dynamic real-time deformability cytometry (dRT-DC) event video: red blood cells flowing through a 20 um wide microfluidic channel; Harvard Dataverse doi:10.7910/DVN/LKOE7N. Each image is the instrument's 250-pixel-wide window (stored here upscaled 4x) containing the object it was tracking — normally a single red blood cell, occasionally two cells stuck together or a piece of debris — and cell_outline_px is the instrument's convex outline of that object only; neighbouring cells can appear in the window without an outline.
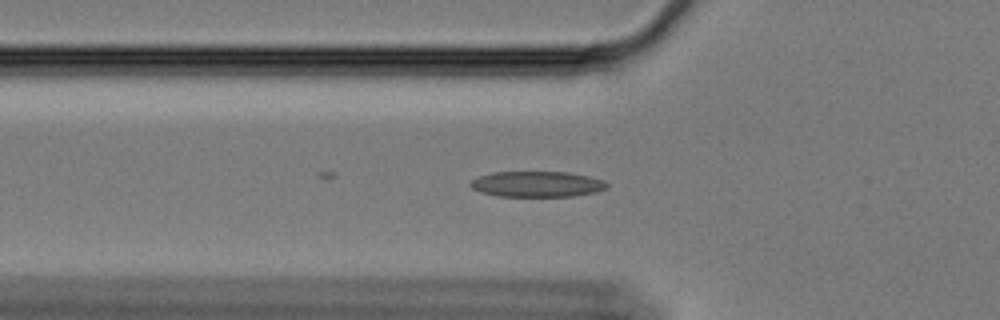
{"species": "Egyptian fruit bat (a non-hibernating species)", "species_latin": "Rousettus aegyptiacus", "temperature_condition": "cold", "stored_images_in_passage": 29, "camera_frame_rate_fps": 3000, "um_per_image_px": 0.085, "animal": {"sex": "female"}, "frame": {"image": 1, "passage_image": 16, "time_ms": 5.0, "image_size_px": [1000, 320], "cell_outline_px": [[608, 184], [604, 188], [596, 192], [572, 196], [496, 196], [480, 192], [472, 188], [468, 184], [472, 180], [480, 176], [492, 172], [568, 172], [588, 176], [604, 180]], "centroid_in_image_um": [45.62, 15.65], "position_along_channel_um": 80.2, "area_um2": 20.35}}
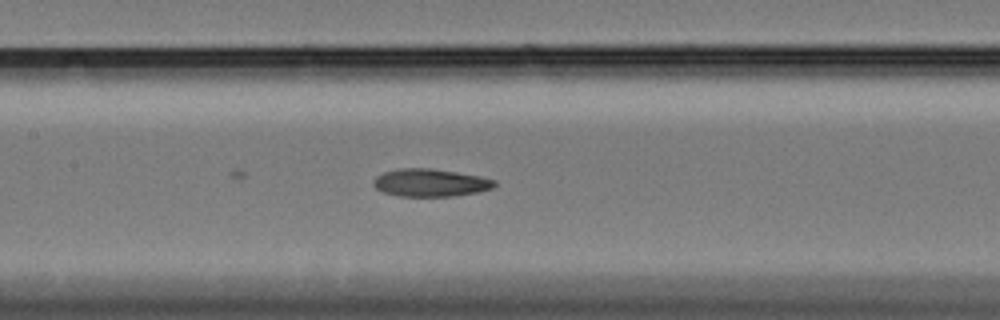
{"frame": {"image": 2, "passage_image": 24, "time_ms": 7.667, "image_size_px": [1000, 320], "cell_outline_px": [[496, 184], [492, 188], [476, 192], [456, 196], [396, 196], [384, 192], [376, 188], [372, 184], [376, 176], [384, 172], [400, 168], [428, 168], [456, 172], [480, 176], [496, 180]], "centroid_in_image_um": [36.57, 15.53], "position_along_channel_um": 170.8, "area_um2": 19.48}}
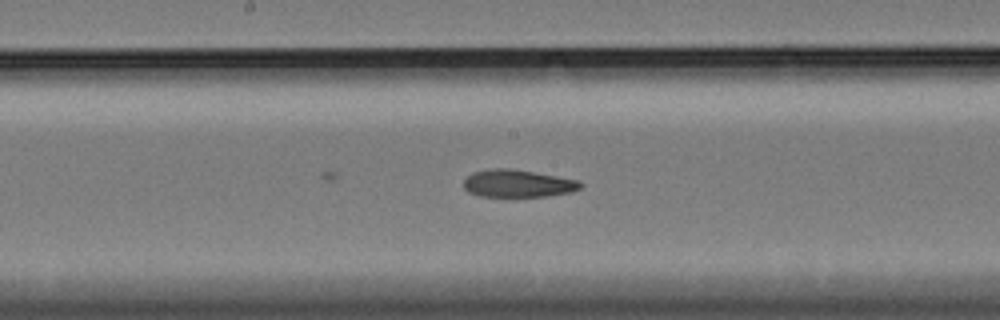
{"frame": {"image": 3, "passage_image": 27, "time_ms": 8.667, "image_size_px": [1000, 320], "cell_outline_px": [[584, 184], [580, 188], [572, 192], [548, 196], [512, 200], [504, 200], [480, 196], [468, 192], [464, 188], [464, 180], [472, 172], [492, 168], [508, 168], [580, 180]], "centroid_in_image_um": [43.99, 15.66], "position_along_channel_um": 204.2, "area_um2": 19.77}}